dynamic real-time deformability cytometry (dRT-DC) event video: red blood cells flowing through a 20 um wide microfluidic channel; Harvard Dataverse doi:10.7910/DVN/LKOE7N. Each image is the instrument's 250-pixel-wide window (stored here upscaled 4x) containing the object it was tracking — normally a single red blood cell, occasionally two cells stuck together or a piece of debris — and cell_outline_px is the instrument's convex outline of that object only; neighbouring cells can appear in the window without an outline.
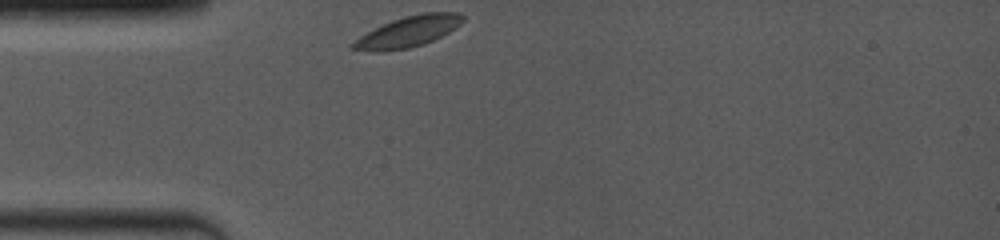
{"species": "common noctule bat (a hibernating species)", "species_latin": "Nyctalus noctula", "temperature_condition": "room temperature", "stored_images_in_passage": 10, "camera_frame_rate_fps": 4000, "um_per_image_px": 0.085, "animal": {"sex": "female", "body_mass_g": 19.0, "forearm_length_mm": 53.3}, "frame": {"image": 1, "passage_image": 1, "time_ms": 0.0, "image_size_px": [1000, 240], "cell_outline_px": [[464, 20], [460, 24], [448, 32], [424, 44], [408, 48], [376, 52], [348, 48], [348, 44], [360, 36], [392, 20], [404, 16], [424, 12], [456, 12], [464, 16]], "centroid_in_image_um": [34.66, 2.69], "position_along_channel_um": 50.3, "area_um2": 19.54}}
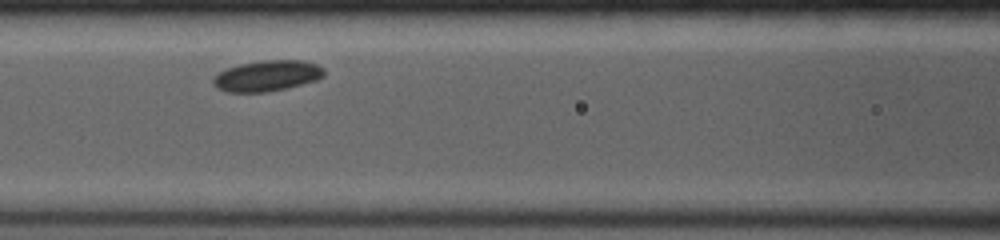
{"frame": {"image": 2, "passage_image": 6, "time_ms": 2.75, "image_size_px": [1000, 240], "cell_outline_px": [[324, 76], [316, 80], [284, 88], [264, 92], [228, 92], [216, 88], [212, 84], [212, 80], [224, 68], [240, 64], [260, 60], [300, 60], [316, 64], [324, 68]], "centroid_in_image_um": [22.67, 6.43], "position_along_channel_um": 143.9, "area_um2": 19.83}}
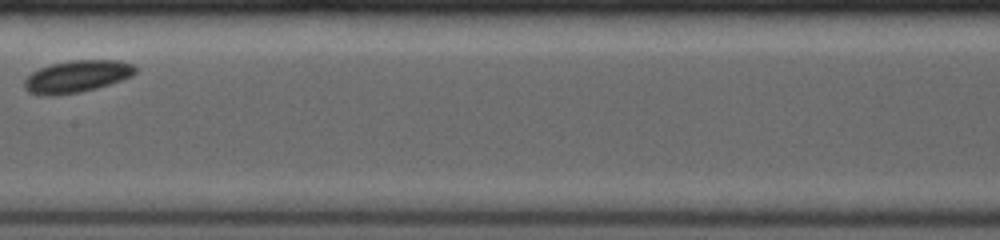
{"frame": {"image": 3, "passage_image": 9, "time_ms": 4.25, "image_size_px": [1000, 240], "cell_outline_px": [[136, 72], [132, 76], [96, 88], [80, 92], [52, 96], [40, 96], [24, 88], [24, 80], [32, 72], [40, 68], [52, 64], [72, 60], [120, 60], [136, 64]], "centroid_in_image_um": [6.55, 6.49], "position_along_channel_um": 200.8, "area_um2": 20.75}}